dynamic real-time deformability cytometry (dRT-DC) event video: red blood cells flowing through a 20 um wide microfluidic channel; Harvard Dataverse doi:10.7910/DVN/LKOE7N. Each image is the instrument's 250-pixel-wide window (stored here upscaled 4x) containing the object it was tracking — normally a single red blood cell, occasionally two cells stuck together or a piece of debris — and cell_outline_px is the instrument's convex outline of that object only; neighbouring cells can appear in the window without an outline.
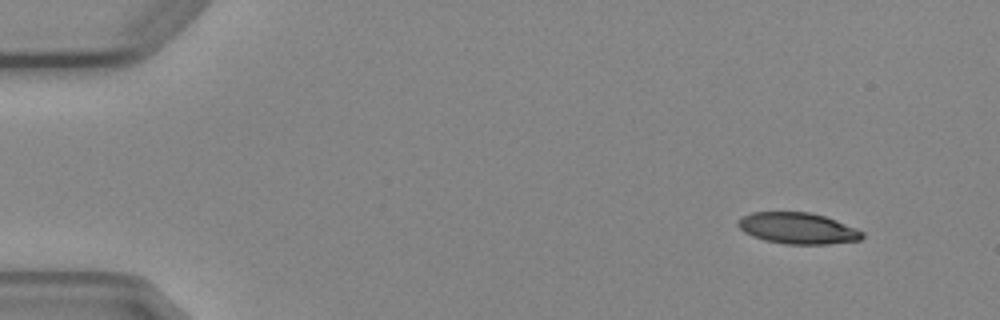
{"species": "Egyptian fruit bat (a non-hibernating species)", "species_latin": "Rousettus aegyptiacus", "temperature_condition": "cold", "stored_images_in_passage": 4, "camera_frame_rate_fps": 3000, "um_per_image_px": 0.085, "animal": {"sex": "female"}, "frame": {"image": 1, "passage_image": 1, "time_ms": 0.0, "image_size_px": [1000, 320], "cell_outline_px": [[864, 236], [860, 240], [828, 244], [784, 244], [764, 240], [752, 236], [744, 232], [736, 224], [744, 216], [752, 212], [808, 212], [824, 216], [836, 220], [856, 228], [864, 232]], "centroid_in_image_um": [67.82, 19.41], "position_along_channel_um": 17.2, "area_um2": 22.54}}
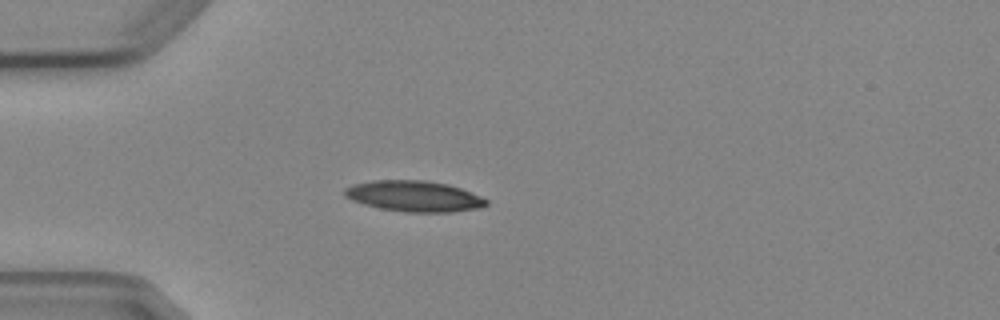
{"frame": {"image": 2, "passage_image": 4, "time_ms": 3.333, "image_size_px": [1000, 320], "cell_outline_px": [[488, 204], [480, 208], [452, 212], [404, 212], [380, 208], [364, 204], [352, 200], [344, 196], [344, 188], [352, 184], [376, 180], [424, 180], [448, 184], [460, 188], [480, 196], [488, 200]], "centroid_in_image_um": [35.19, 16.67], "position_along_channel_um": 49.8, "area_um2": 25.49}}